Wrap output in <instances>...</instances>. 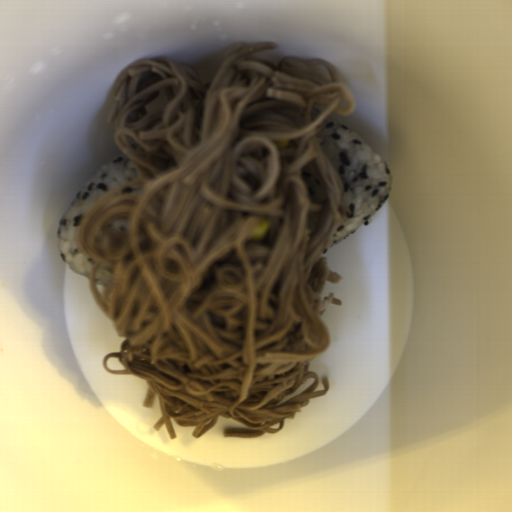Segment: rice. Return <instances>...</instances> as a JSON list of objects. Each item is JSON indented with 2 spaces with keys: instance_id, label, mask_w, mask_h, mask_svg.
Returning <instances> with one entry per match:
<instances>
[{
  "instance_id": "obj_1",
  "label": "rice",
  "mask_w": 512,
  "mask_h": 512,
  "mask_svg": "<svg viewBox=\"0 0 512 512\" xmlns=\"http://www.w3.org/2000/svg\"><path fill=\"white\" fill-rule=\"evenodd\" d=\"M317 137L344 185L339 201L342 220L328 247L333 248L358 228L369 225L390 196L392 172L363 138L334 119L321 123Z\"/></svg>"
},
{
  "instance_id": "obj_2",
  "label": "rice",
  "mask_w": 512,
  "mask_h": 512,
  "mask_svg": "<svg viewBox=\"0 0 512 512\" xmlns=\"http://www.w3.org/2000/svg\"><path fill=\"white\" fill-rule=\"evenodd\" d=\"M135 166L123 152L91 175L58 220L57 251L72 271L90 281L94 259L83 253L77 231L82 219L99 199L137 178Z\"/></svg>"
}]
</instances>
